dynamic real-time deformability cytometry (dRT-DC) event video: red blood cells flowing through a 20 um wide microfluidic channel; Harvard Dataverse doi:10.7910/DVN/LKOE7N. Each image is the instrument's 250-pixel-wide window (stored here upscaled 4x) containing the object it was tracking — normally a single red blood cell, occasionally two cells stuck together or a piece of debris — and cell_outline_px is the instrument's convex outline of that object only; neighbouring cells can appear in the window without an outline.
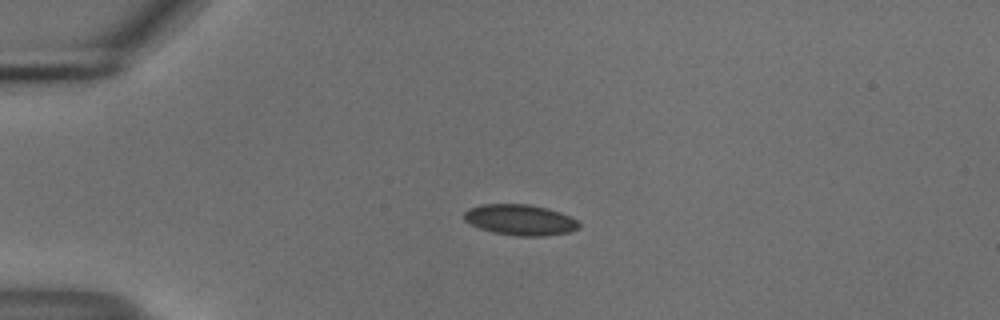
{"species": "common noctule bat (a hibernating species)", "species_latin": "Nyctalus noctula", "temperature_condition": "cold", "stored_images_in_passage": 42, "camera_frame_rate_fps": 3000, "um_per_image_px": 0.085, "animal": {"sex": "male", "body_mass_g": 18.8}, "frame": {"image": 1, "passage_image": 1, "time_ms": 0.0, "image_size_px": [1000, 320], "cell_outline_px": [[580, 228], [568, 232], [544, 236], [516, 236], [492, 232], [480, 228], [464, 220], [464, 212], [468, 208], [480, 204], [528, 204], [548, 208], [560, 212], [576, 220], [580, 224]], "centroid_in_image_um": [44.2, 18.68], "position_along_channel_um": 40.8, "area_um2": 20.63}}
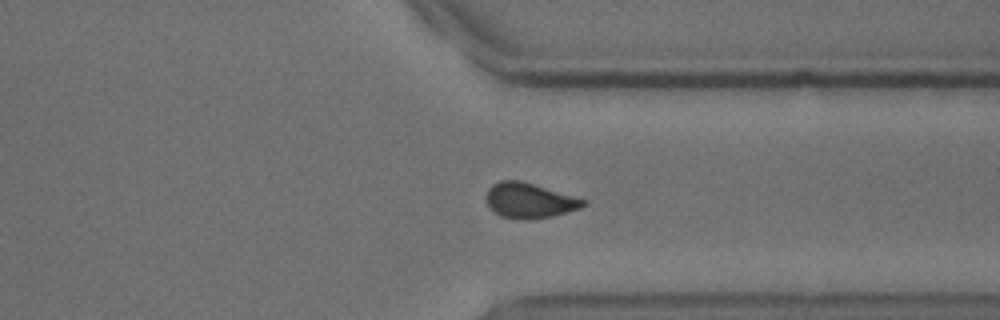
{"frame": {"image": 2, "passage_image": 30, "time_ms": 9.667, "image_size_px": [1000, 320], "cell_outline_px": [[588, 204], [580, 208], [552, 216], [524, 220], [500, 216], [488, 204], [484, 196], [488, 188], [492, 184], [500, 180], [520, 180], [584, 200]], "centroid_in_image_um": [44.94, 17.04], "position_along_channel_um": 366.5, "area_um2": 19.54}}
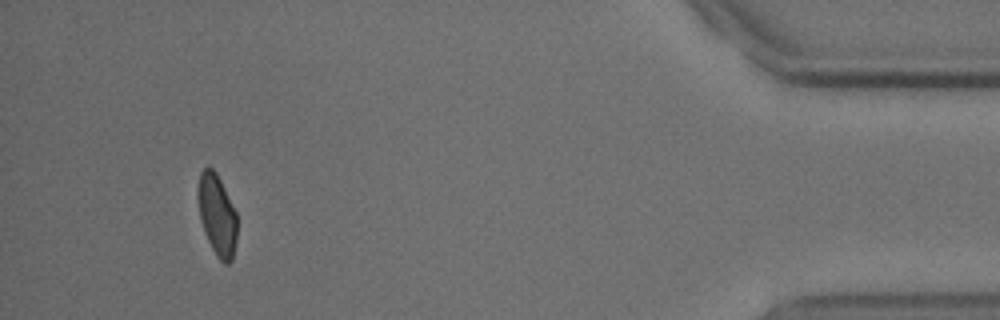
{"frame": {"image": 3, "passage_image": 39, "time_ms": 12.667, "image_size_px": [1000, 320], "cell_outline_px": [[236, 240], [232, 260], [228, 264], [224, 264], [216, 256], [204, 232], [200, 220], [196, 196], [196, 188], [200, 172], [204, 168], [212, 168], [216, 172], [236, 212]], "centroid_in_image_um": [18.41, 18.26], "position_along_channel_um": 416.8, "area_um2": 18.67}, "authors_computed_cell_mechanics": {"area_um2": 20.4323, "velocity_mm_per_s": 3.7098, "shape_relaxation_time_tau1_ms": null, "shape_relaxation_time_tau2_ms": 1.5889, "deformation_change_tau1": null, "deformation_change_tau2": 0.054}}